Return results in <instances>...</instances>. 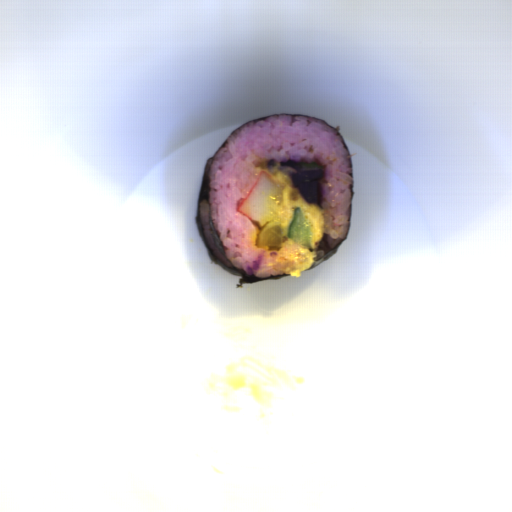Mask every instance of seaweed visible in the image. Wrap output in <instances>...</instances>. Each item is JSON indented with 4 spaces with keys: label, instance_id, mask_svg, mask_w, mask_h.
Listing matches in <instances>:
<instances>
[{
    "label": "seaweed",
    "instance_id": "obj_1",
    "mask_svg": "<svg viewBox=\"0 0 512 512\" xmlns=\"http://www.w3.org/2000/svg\"><path fill=\"white\" fill-rule=\"evenodd\" d=\"M275 115H295V116H308V115H300V114H272L269 116H265L262 118L246 121L236 129H234L230 135H232L235 131L243 127L249 122H257L262 121L264 119H267L270 116ZM312 118H315L317 120L323 121L327 125H329L331 128L336 130L346 148L349 164H350V188H351V203H350V216H349V224L348 229L345 238L340 241L333 249H331L327 254L319 258L314 264H312L308 269L311 270L323 261H325L327 258L332 256L334 253L337 252L339 246L343 243V241L348 237L350 227H351V214H352V198H353V190H354V181H353V170H352V162L350 157L349 148L345 142V139L340 131H338L334 126H332L330 123L316 117V116H309ZM229 135V136H230ZM229 136L225 139V141L221 144V146L217 149V151L213 154V156L207 160L203 174H202V181H201V188L198 196V201L196 205V223L198 226V230L201 236V240L213 262H215L220 268H222L225 272L230 273L232 275H235L237 277H241L239 282L236 284L237 288H241L245 283H254L264 280H271V279H278L285 276H291L289 274H282L278 276H273L269 278H260L253 275H250L248 273H245L241 271L240 269L236 268L230 260L225 256L224 250L222 247L221 239L213 225V219H212V211H211V203H210V196H209V171L211 167V163L215 156L218 154L220 149L227 144Z\"/></svg>",
    "mask_w": 512,
    "mask_h": 512
}]
</instances>
